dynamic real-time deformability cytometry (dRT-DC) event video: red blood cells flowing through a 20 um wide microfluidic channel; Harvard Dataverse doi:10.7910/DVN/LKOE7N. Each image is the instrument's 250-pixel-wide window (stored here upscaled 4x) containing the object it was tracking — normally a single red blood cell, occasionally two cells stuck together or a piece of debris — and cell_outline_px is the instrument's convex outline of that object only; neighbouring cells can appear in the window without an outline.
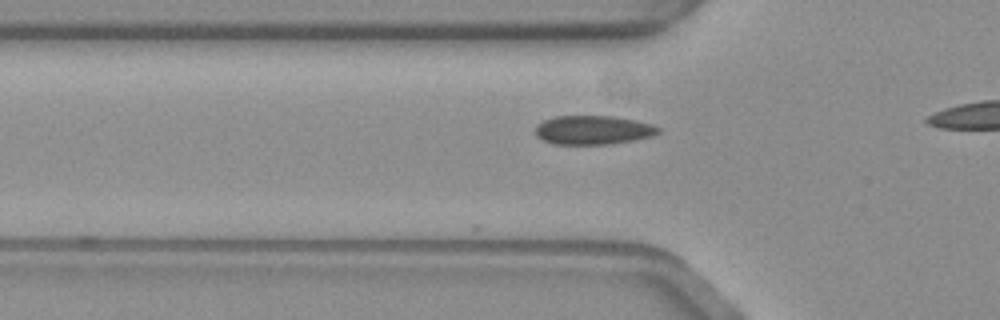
{"species": "common noctule bat (a hibernating species)", "species_latin": "Nyctalus noctula", "temperature_condition": "warm", "stored_images_in_passage": 6, "camera_frame_rate_fps": 3000, "um_per_image_px": 0.085, "animal": {"sex": "female", "body_mass_g": 19.3, "forearm_length_mm": 54.1}, "frame": {"image": 1, "passage_image": 3, "time_ms": 0.667, "image_size_px": [1000, 320], "cell_outline_px": [[660, 132], [652, 136], [632, 140], [608, 144], [556, 144], [544, 140], [536, 136], [536, 124], [544, 120], [556, 116], [616, 116], [636, 120], [652, 124], [660, 128]], "centroid_in_image_um": [50.42, 11.04], "position_along_channel_um": 75.4, "area_um2": 20.69}}